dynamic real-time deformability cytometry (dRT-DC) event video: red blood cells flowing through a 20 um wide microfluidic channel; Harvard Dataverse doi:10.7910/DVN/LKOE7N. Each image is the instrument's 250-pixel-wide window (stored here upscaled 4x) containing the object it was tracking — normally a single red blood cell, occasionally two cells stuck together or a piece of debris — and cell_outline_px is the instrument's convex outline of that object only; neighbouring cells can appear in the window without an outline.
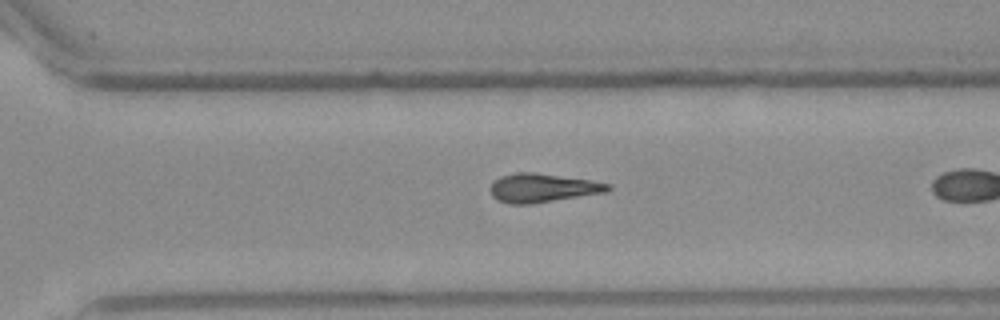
{"species": "Egyptian fruit bat (a non-hibernating species)", "species_latin": "Rousettus aegyptiacus", "temperature_condition": "warm", "stored_images_in_passage": 17, "camera_frame_rate_fps": 3000, "um_per_image_px": 0.085, "frame": {"image": 1, "passage_image": 13, "time_ms": 4.0, "image_size_px": [1000, 320], "cell_outline_px": [[612, 188], [608, 192], [532, 204], [508, 204], [496, 200], [492, 196], [492, 180], [500, 176], [516, 172], [532, 172], [592, 180], [612, 184]], "centroid_in_image_um": [46.14, 15.98], "position_along_channel_um": 324.5, "area_um2": 19.94}}
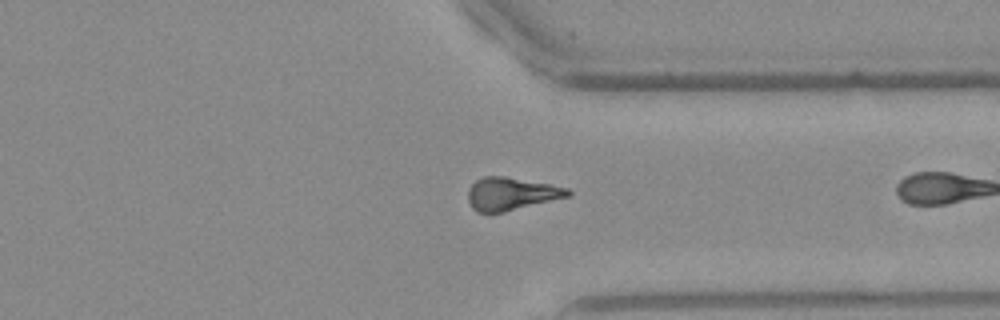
{"frame": {"image": 2, "passage_image": 16, "time_ms": 5.0, "image_size_px": [1000, 320], "cell_outline_px": [[572, 196], [504, 212], [476, 212], [472, 208], [468, 200], [468, 188], [476, 180], [484, 176], [504, 176], [548, 184], [568, 188], [572, 192]], "centroid_in_image_um": [43.46, 16.48], "position_along_channel_um": 367.9, "area_um2": 19.13}}